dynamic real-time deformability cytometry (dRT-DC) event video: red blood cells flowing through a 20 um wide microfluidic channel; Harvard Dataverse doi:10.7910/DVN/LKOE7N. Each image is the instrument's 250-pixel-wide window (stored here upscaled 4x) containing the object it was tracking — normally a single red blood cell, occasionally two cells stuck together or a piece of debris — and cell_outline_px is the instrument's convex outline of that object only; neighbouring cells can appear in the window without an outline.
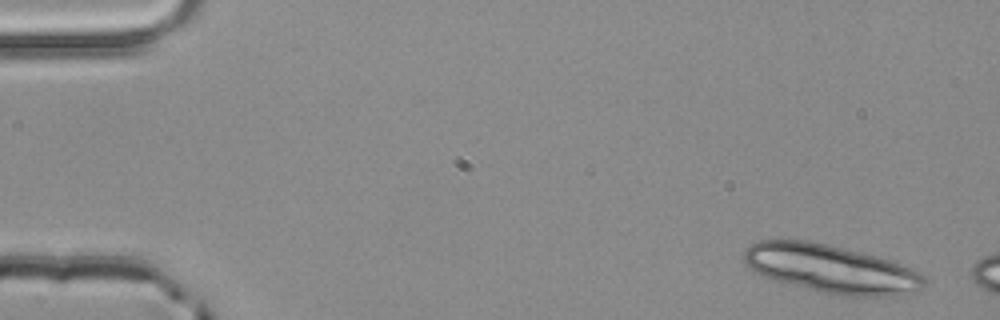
{"species": "common noctule bat (a hibernating species)", "species_latin": "Nyctalus noctula", "temperature_condition": "room temperature", "stored_images_in_passage": 3, "camera_frame_rate_fps": 3000, "um_per_image_px": 0.085, "animal": {"sex": "male", "body_mass_g": 20.4}, "frame": {"image": 1, "passage_image": 1, "time_ms": 0.0, "image_size_px": [1000, 320], "cell_outline_px": [[924, 288], [904, 296], [844, 296], [824, 292], [776, 280], [764, 276], [748, 268], [744, 260], [744, 252], [752, 244], [760, 240], [808, 240], [828, 244], [876, 256], [900, 264], [924, 276]], "centroid_in_image_um": [70.65, 22.85], "position_along_channel_um": 14.3, "area_um2": 50.23}}